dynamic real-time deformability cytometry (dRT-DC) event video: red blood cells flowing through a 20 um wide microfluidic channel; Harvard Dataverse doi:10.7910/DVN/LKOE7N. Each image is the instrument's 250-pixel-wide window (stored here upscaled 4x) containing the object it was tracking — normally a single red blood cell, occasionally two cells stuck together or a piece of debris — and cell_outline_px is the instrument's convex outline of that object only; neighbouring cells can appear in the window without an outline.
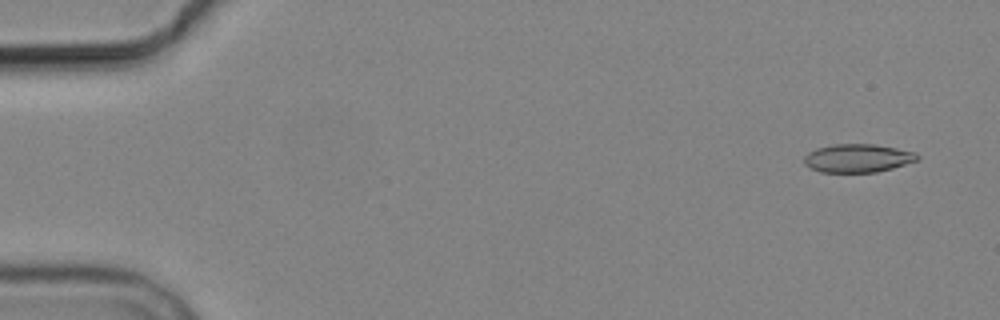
{"species": "common noctule bat (a hibernating species)", "species_latin": "Nyctalus noctula", "temperature_condition": "cold", "stored_images_in_passage": 6, "segment_of_instrument_passage": [1, 2], "camera_frame_rate_fps": 3000, "um_per_image_px": 0.085, "animal": {"sex": "male", "body_mass_g": 19.2, "forearm_length_mm": 51.8}, "frame": {"image": 1, "passage_image": 1, "time_ms": 0.0, "image_size_px": [1000, 320], "cell_outline_px": [[920, 160], [892, 168], [876, 172], [820, 172], [804, 164], [804, 156], [808, 152], [816, 148], [836, 144], [872, 144], [896, 148], [916, 152], [920, 156]], "centroid_in_image_um": [72.93, 13.44], "position_along_channel_um": 12.1, "area_um2": 18.73}}
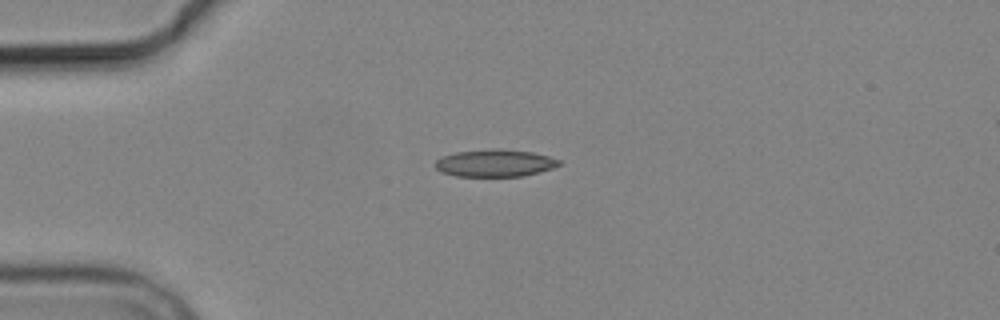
{"frame": {"image": 2, "passage_image": 4, "time_ms": 3.667, "image_size_px": [1000, 320], "cell_outline_px": [[560, 164], [552, 168], [524, 176], [456, 176], [440, 172], [436, 168], [436, 160], [444, 156], [456, 152], [488, 148], [500, 148], [532, 152], [548, 156], [560, 160]], "centroid_in_image_um": [42.06, 13.85], "position_along_channel_um": 42.9, "area_um2": 19.71}}